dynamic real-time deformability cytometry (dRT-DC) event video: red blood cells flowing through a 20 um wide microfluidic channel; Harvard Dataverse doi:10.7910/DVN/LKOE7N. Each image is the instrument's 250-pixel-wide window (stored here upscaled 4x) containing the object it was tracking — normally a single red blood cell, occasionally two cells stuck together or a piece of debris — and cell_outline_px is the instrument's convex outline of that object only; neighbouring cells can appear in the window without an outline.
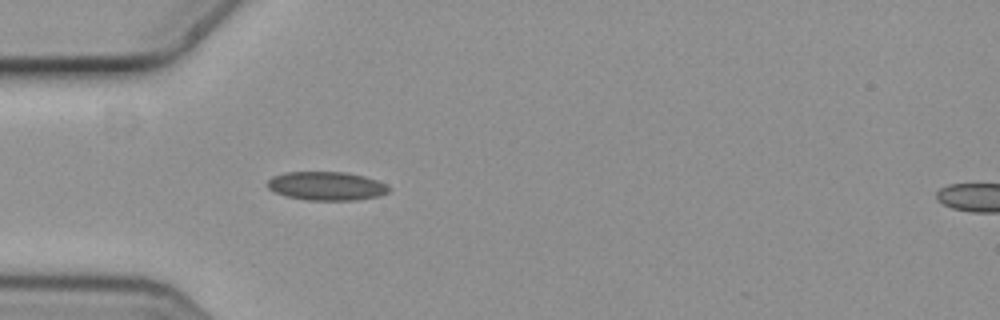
{"species": "common noctule bat (a hibernating species)", "species_latin": "Nyctalus noctula", "temperature_condition": "cold", "stored_images_in_passage": 7, "segment_of_instrument_passage": [1, 2], "camera_frame_rate_fps": 3000, "um_per_image_px": 0.085, "animal": {"sex": "female", "body_mass_g": 19.3, "forearm_length_mm": 54.1}, "frame": {"image": 1, "passage_image": 6, "time_ms": 1.667, "image_size_px": [1000, 320], "cell_outline_px": [[392, 188], [388, 192], [380, 196], [356, 200], [304, 200], [288, 196], [276, 192], [268, 188], [268, 180], [272, 176], [284, 172], [348, 172], [364, 176], [376, 180]], "centroid_in_image_um": [27.77, 15.81], "position_along_channel_um": 57.2, "area_um2": 20.29}}